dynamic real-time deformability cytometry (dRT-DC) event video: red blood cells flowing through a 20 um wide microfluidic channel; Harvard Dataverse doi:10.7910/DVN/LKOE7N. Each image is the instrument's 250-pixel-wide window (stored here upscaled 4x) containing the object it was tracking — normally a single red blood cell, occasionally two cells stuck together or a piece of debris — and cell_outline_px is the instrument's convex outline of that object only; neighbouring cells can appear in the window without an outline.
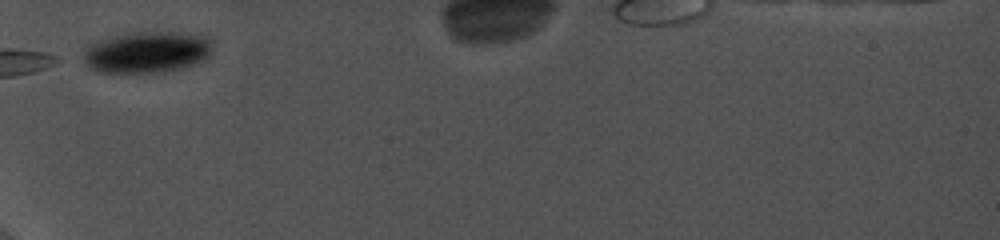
{"species": "common noctule bat (a hibernating species)", "species_latin": "Nyctalus noctula", "temperature_condition": "cold", "stored_images_in_passage": 10, "camera_frame_rate_fps": 5000, "um_per_image_px": 0.085, "animal": {"sex": "female", "body_mass_g": 19.0, "forearm_length_mm": 56.7}, "frame": {"image": 1, "passage_image": 1, "time_ms": 0.0, "image_size_px": [1000, 240], "cell_outline_px": [[212, 52], [204, 60], [196, 64], [164, 72], [96, 72], [88, 68], [84, 64], [84, 48], [88, 44], [108, 36], [124, 32], [188, 32], [204, 36], [212, 44]], "centroid_in_image_um": [12.45, 4.42], "position_along_channel_um": 72.6, "area_um2": 31.79}}
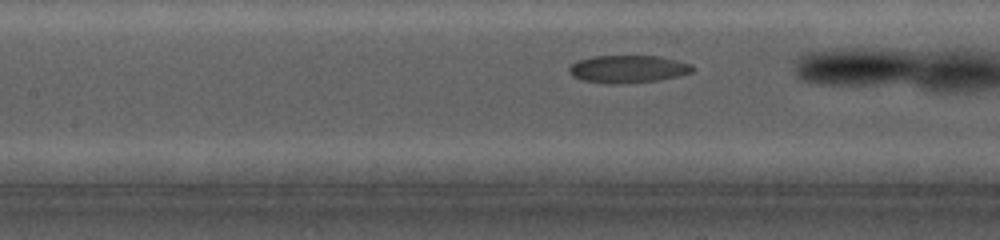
{"frame": {"image": 2, "passage_image": 7, "time_ms": 2.0, "image_size_px": [1000, 240], "cell_outline_px": [[696, 68], [692, 72], [660, 80], [624, 84], [608, 84], [584, 80], [572, 76], [568, 72], [568, 68], [576, 60], [592, 56], [660, 56], [692, 64]], "centroid_in_image_um": [53.37, 5.87], "position_along_channel_um": 154.0, "area_um2": 20.06}}